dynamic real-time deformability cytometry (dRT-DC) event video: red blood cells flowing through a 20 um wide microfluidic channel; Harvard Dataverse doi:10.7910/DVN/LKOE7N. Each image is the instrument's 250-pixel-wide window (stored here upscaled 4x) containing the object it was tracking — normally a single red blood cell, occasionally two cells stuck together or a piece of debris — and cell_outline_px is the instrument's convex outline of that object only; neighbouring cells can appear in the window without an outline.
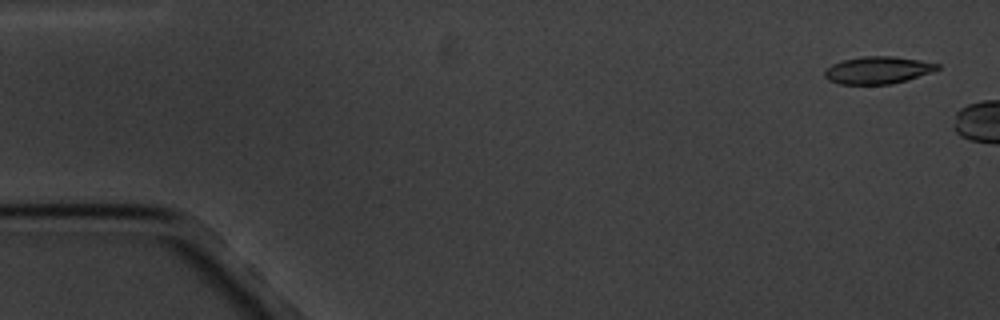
{"species": "common noctule bat (a hibernating species)", "species_latin": "Nyctalus noctula", "temperature_condition": "cold", "stored_images_in_passage": 7, "segment_of_instrument_passage": [1, 2], "camera_frame_rate_fps": 3000, "um_per_image_px": 0.085, "animal": {"sex": "male", "body_mass_g": 20.1, "forearm_length_mm": 53.5}, "frame": {"image": 1, "passage_image": 1, "time_ms": 0.0, "image_size_px": [1000, 320], "cell_outline_px": [[940, 68], [932, 72], [892, 84], [840, 84], [828, 80], [824, 76], [824, 72], [832, 64], [840, 60], [860, 56], [892, 56], [920, 60], [940, 64]], "centroid_in_image_um": [74.6, 5.95], "position_along_channel_um": 10.4, "area_um2": 17.98}}
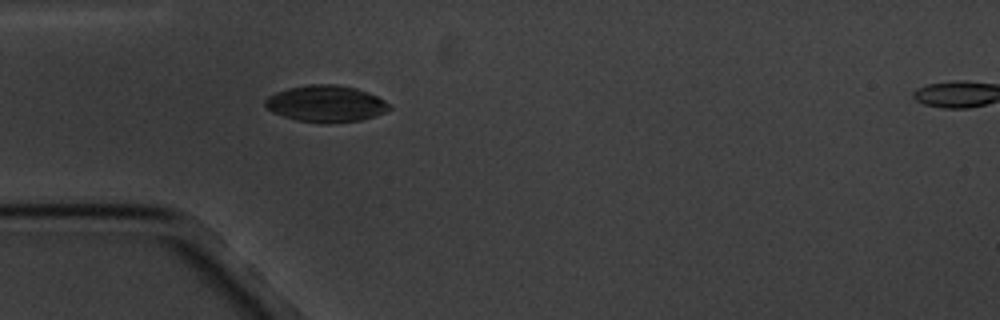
{"frame": {"image": 2, "passage_image": 6, "time_ms": 6.667, "image_size_px": [1000, 320], "cell_outline_px": [[392, 108], [376, 116], [360, 120], [328, 124], [324, 124], [296, 120], [272, 112], [264, 104], [264, 100], [268, 96], [276, 92], [288, 88], [308, 84], [336, 84], [356, 88], [376, 96], [384, 100]], "centroid_in_image_um": [27.69, 8.82], "position_along_channel_um": 57.3, "area_um2": 26.53}}